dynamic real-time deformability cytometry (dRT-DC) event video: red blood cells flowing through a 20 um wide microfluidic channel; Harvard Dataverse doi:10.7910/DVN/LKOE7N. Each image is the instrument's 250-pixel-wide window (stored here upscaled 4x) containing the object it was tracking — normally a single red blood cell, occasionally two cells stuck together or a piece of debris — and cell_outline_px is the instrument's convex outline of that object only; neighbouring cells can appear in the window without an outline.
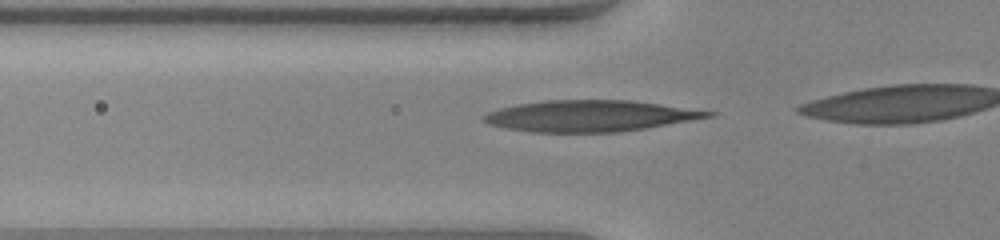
{"species": "human", "species_latin": "Homo sapiens", "temperature_condition": "warm", "stored_images_in_passage": 7, "camera_frame_rate_fps": 3000, "um_per_image_px": 0.085, "donor": {"sex": "female"}, "frame": {"image": 1, "passage_image": 2, "time_ms": 0.333, "image_size_px": [1000, 240], "cell_outline_px": [[716, 116], [620, 132], [528, 132], [504, 128], [488, 124], [480, 120], [480, 116], [488, 112], [500, 108], [520, 104], [548, 100], [632, 100], [716, 112]], "centroid_in_image_um": [50.1, 9.86], "position_along_channel_um": 75.7, "area_um2": 40.81}}
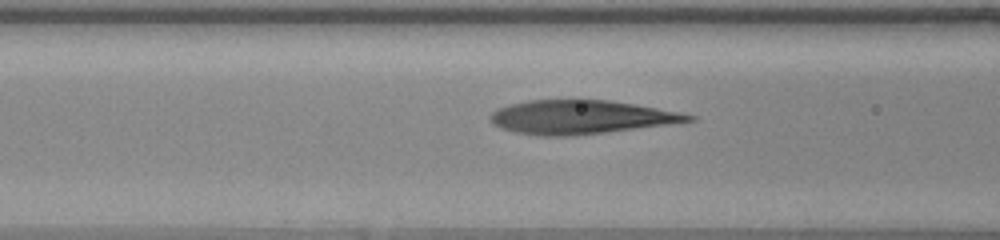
{"frame": {"image": 2, "passage_image": 5, "time_ms": 1.333, "image_size_px": [1000, 240], "cell_outline_px": [[696, 120], [668, 124], [604, 132], [568, 136], [540, 136], [516, 132], [500, 128], [492, 124], [488, 120], [488, 116], [496, 108], [528, 100], [608, 100], [680, 112], [696, 116]], "centroid_in_image_um": [49.29, 9.95], "position_along_channel_um": 117.3, "area_um2": 38.67}}